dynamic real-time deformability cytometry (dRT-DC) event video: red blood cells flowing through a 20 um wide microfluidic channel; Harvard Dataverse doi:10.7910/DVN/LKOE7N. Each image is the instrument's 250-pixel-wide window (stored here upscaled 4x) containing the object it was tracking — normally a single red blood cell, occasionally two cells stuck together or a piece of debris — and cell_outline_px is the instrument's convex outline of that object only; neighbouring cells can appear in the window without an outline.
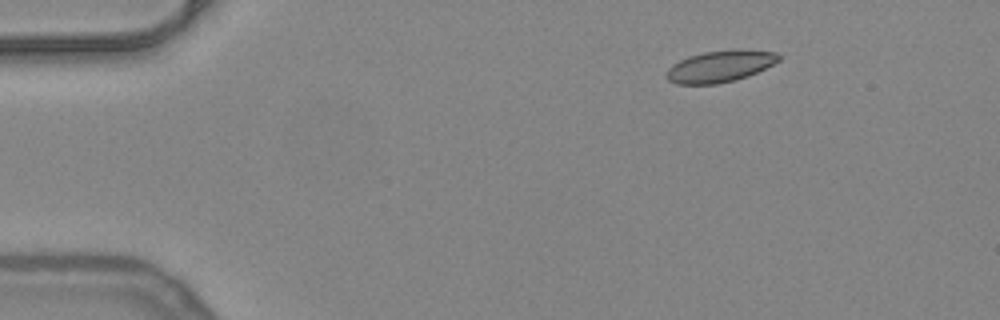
{"species": "common noctule bat (a hibernating species)", "species_latin": "Nyctalus noctula", "temperature_condition": "warm", "stored_images_in_passage": 46, "camera_frame_rate_fps": 3000, "um_per_image_px": 0.085, "animal": {"sex": "female", "body_mass_g": 24.6, "forearm_length_mm": 56.2}, "frame": {"image": 1, "passage_image": 1, "time_ms": 0.0, "image_size_px": [1000, 320], "cell_outline_px": [[780, 60], [748, 76], [736, 80], [716, 84], [676, 84], [668, 80], [664, 76], [668, 68], [672, 64], [688, 56], [704, 52], [740, 48], [776, 52], [780, 56]], "centroid_in_image_um": [61.18, 5.63], "position_along_channel_um": 23.8, "area_um2": 20.87}}
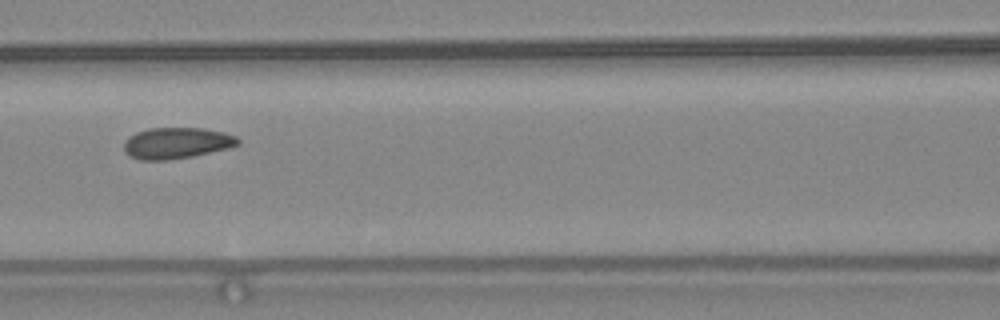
{"frame": {"image": 2, "passage_image": 17, "time_ms": 5.333, "image_size_px": [1000, 320], "cell_outline_px": [[240, 144], [228, 148], [192, 156], [168, 160], [140, 160], [128, 156], [124, 152], [124, 140], [128, 136], [136, 132], [148, 128], [204, 128], [224, 132], [236, 136], [240, 140]], "centroid_in_image_um": [14.98, 12.16], "position_along_channel_um": 151.6, "area_um2": 20.92}}
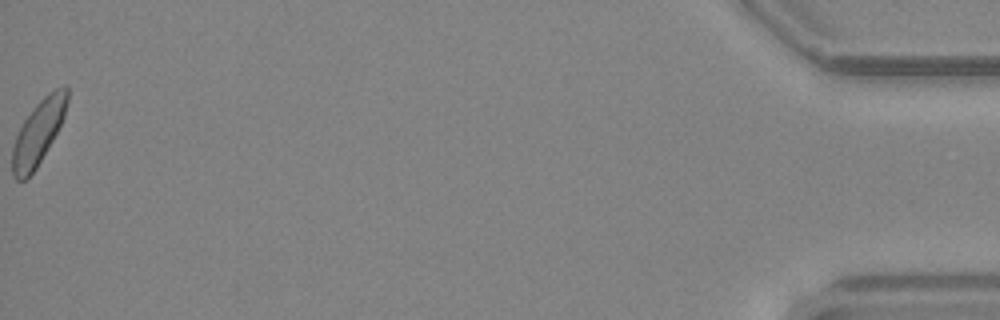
{"frame": {"image": 3, "passage_image": 46, "time_ms": 15.0, "image_size_px": [1000, 320], "cell_outline_px": [[68, 100], [64, 116], [52, 140], [36, 168], [28, 180], [16, 180], [12, 176], [12, 148], [16, 136], [24, 120], [32, 108], [48, 92], [64, 84], [68, 88]], "centroid_in_image_um": [3.24, 11.26], "position_along_channel_um": 432.0, "area_um2": 20.52}, "authors_computed_cell_mechanics": {"area_um2": 20.5768, "velocity_mm_per_s": 3.9499, "shape_relaxation_time_tau1_ms": 5.389, "shape_relaxation_time_tau2_ms": 2.6463, "deformation_change_tau1": 0.0986, "deformation_change_tau2": 0.0634}}